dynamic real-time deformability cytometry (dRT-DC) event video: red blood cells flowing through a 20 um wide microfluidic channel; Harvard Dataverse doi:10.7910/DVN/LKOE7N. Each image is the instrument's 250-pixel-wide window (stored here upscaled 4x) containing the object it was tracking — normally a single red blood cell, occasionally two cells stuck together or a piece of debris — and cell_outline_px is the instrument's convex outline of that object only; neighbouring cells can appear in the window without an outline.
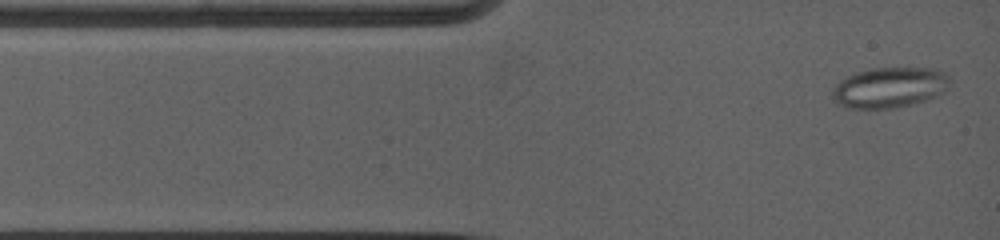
{"species": "common noctule bat (a hibernating species)", "species_latin": "Nyctalus noctula", "temperature_condition": "warm", "stored_images_in_passage": 22, "camera_frame_rate_fps": 5000, "um_per_image_px": 0.085, "animal": {"sex": "female", "body_mass_g": 19.0, "forearm_length_mm": 53.3}, "frame": {"image": 1, "passage_image": 1, "time_ms": 0.0, "image_size_px": [1000, 240], "cell_outline_px": [[952, 80], [948, 88], [944, 92], [936, 96], [912, 104], [892, 108], [852, 108], [840, 104], [832, 100], [832, 88], [840, 80], [856, 72], [872, 68], [932, 68], [948, 76]], "centroid_in_image_um": [75.61, 7.43], "position_along_channel_um": 9.4, "area_um2": 27.63}}
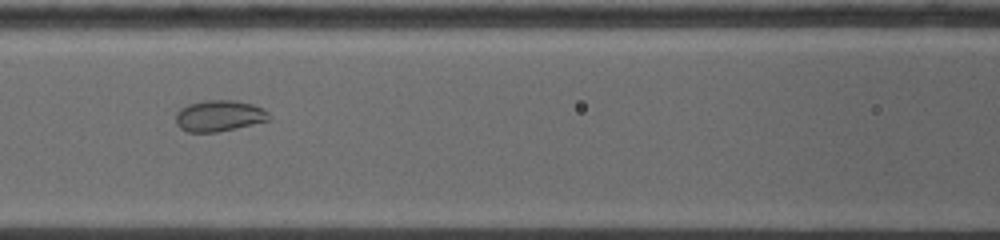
{"frame": {"image": 2, "passage_image": 9, "time_ms": 4.6, "image_size_px": [1000, 240], "cell_outline_px": [[272, 120], [236, 128], [216, 132], [188, 132], [180, 128], [176, 124], [176, 112], [180, 108], [188, 104], [204, 100], [236, 100], [252, 104], [264, 108], [268, 112]], "centroid_in_image_um": [18.65, 9.84], "position_along_channel_um": 148.0, "area_um2": 17.17}}
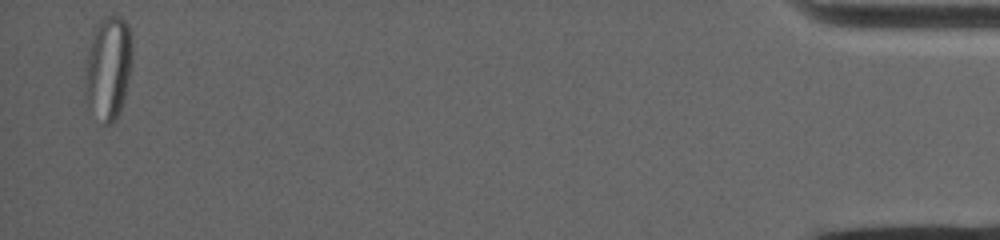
{"frame": {"image": 3, "passage_image": 20, "time_ms": 15.2, "image_size_px": [1000, 240], "cell_outline_px": [[132, 60], [124, 96], [120, 112], [116, 120], [112, 124], [100, 124], [88, 112], [84, 96], [84, 80], [88, 52], [92, 32], [96, 24], [104, 16], [116, 12], [128, 24], [132, 44]], "centroid_in_image_um": [9.16, 5.81], "position_along_channel_um": 426.0, "area_um2": 29.54}, "authors_computed_cell_mechanics": {"area_um2": 23.4379, "velocity_mm_per_s": 3.8975, "shape_relaxation_time_tau1_ms": null, "shape_relaxation_time_tau2_ms": 1.0844, "deformation_change_tau1": null, "deformation_change_tau2": 0.0387}}